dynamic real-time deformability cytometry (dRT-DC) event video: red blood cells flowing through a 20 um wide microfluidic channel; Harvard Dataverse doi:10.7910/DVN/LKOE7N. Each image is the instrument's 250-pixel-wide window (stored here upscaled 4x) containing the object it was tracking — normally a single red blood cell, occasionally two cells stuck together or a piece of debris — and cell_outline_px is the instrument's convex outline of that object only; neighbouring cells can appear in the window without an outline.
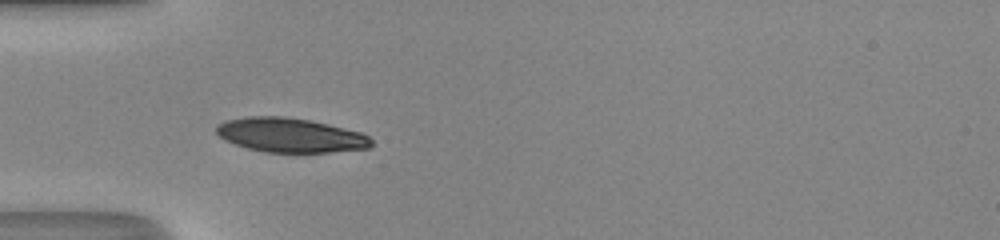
{"species": "human", "species_latin": "Homo sapiens", "temperature_condition": "room temperature", "stored_images_in_passage": 34, "camera_frame_rate_fps": 3000, "um_per_image_px": 0.085, "donor": {"sex": "male"}, "frame": {"image": 1, "passage_image": 1, "time_ms": 0.0, "image_size_px": [1000, 240], "cell_outline_px": [[372, 148], [328, 152], [264, 152], [248, 148], [224, 140], [216, 132], [216, 124], [224, 120], [248, 116], [284, 116], [308, 120], [328, 124], [360, 132], [368, 136], [372, 140]], "centroid_in_image_um": [24.66, 11.48], "position_along_channel_um": 60.3, "area_um2": 31.04}}
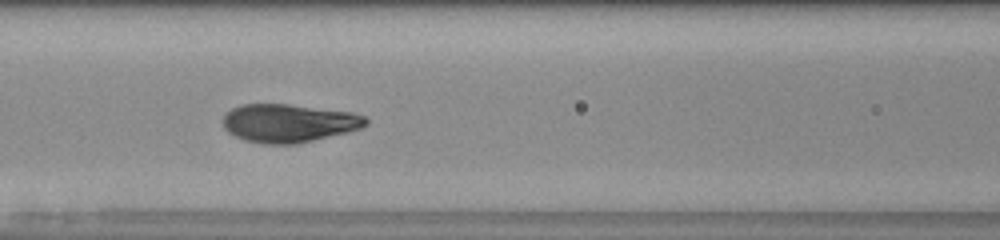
{"frame": {"image": 2, "passage_image": 7, "time_ms": 2.0, "image_size_px": [1000, 240], "cell_outline_px": [[368, 124], [360, 128], [348, 132], [296, 144], [264, 144], [244, 140], [228, 132], [224, 128], [224, 112], [240, 104], [288, 104], [352, 112], [364, 116], [368, 120]], "centroid_in_image_um": [24.53, 10.46], "position_along_channel_um": 142.1, "area_um2": 31.91}}
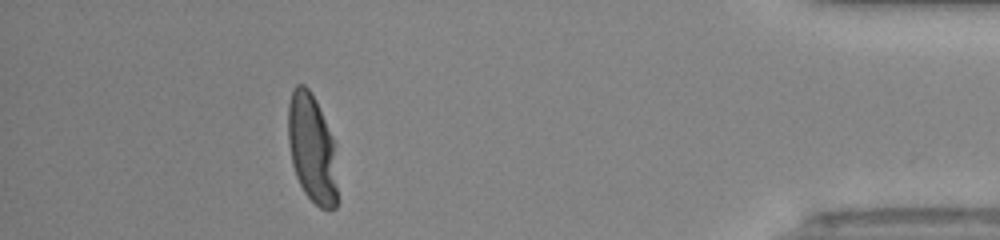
{"frame": {"image": 3, "passage_image": 29, "time_ms": 9.333, "image_size_px": [1000, 240], "cell_outline_px": [[336, 208], [320, 208], [304, 192], [296, 176], [292, 164], [288, 144], [288, 104], [292, 88], [296, 84], [304, 84], [308, 88], [316, 100], [336, 144]], "centroid_in_image_um": [26.51, 12.57], "position_along_channel_um": 408.7, "area_um2": 31.5}, "authors_computed_cell_mechanics": {"area_um2": 31.6744, "velocity_mm_per_s": 4.3279, "shape_relaxation_time_tau1_ms": 3.0223, "shape_relaxation_time_tau2_ms": null, "deformation_change_tau1": 0.1812, "deformation_change_tau2": null}}